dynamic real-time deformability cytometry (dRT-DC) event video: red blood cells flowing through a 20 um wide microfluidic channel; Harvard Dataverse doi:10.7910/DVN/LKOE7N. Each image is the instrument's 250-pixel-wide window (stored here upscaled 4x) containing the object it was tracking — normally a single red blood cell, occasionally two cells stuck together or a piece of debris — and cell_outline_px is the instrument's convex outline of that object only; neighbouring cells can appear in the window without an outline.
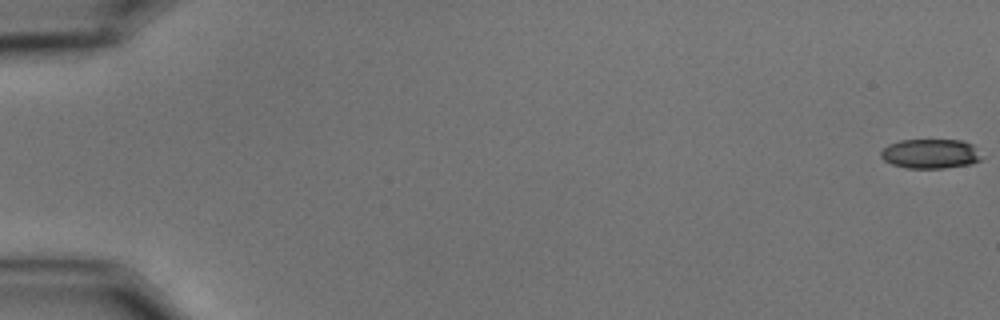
{"species": "common noctule bat (a hibernating species)", "species_latin": "Nyctalus noctula", "temperature_condition": "cold", "stored_images_in_passage": 59, "camera_frame_rate_fps": 3000, "um_per_image_px": 0.085, "animal": {"sex": "male", "body_mass_g": 15.6}, "frame": {"image": 1, "passage_image": 1, "time_ms": 0.0, "image_size_px": [1000, 320], "cell_outline_px": [[980, 160], [972, 164], [944, 168], [908, 168], [892, 164], [884, 160], [880, 156], [880, 152], [888, 144], [900, 140], [960, 140], [972, 144]], "centroid_in_image_um": [79.03, 13.07], "position_along_channel_um": 6.0, "area_um2": 17.11}}
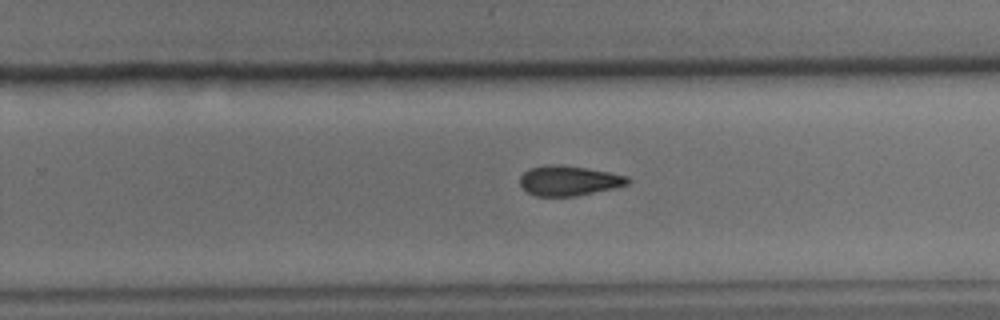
{"frame": {"image": 2, "passage_image": 39, "time_ms": 12.667, "image_size_px": [1000, 320], "cell_outline_px": [[632, 180], [628, 184], [616, 188], [576, 196], [536, 196], [528, 192], [520, 184], [520, 176], [528, 168], [544, 164], [560, 164], [608, 172], [628, 176]], "centroid_in_image_um": [48.36, 15.35], "position_along_channel_um": 281.4, "area_um2": 18.96}}
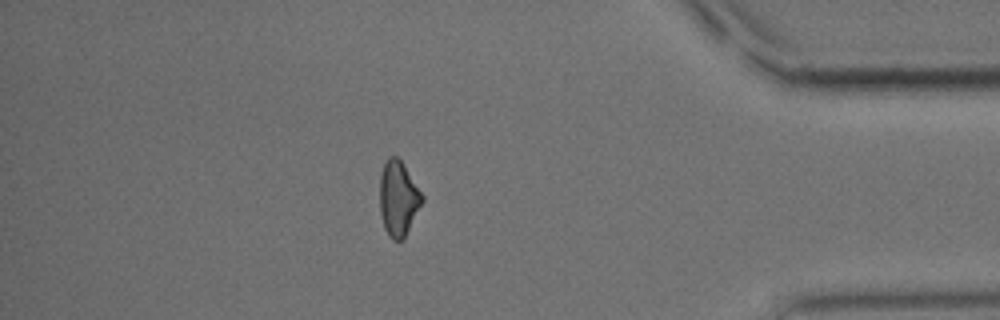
{"frame": {"image": 3, "passage_image": 52, "time_ms": 17.0, "image_size_px": [1000, 320], "cell_outline_px": [[424, 200], [404, 240], [392, 240], [388, 236], [384, 228], [380, 212], [380, 176], [384, 164], [388, 156], [396, 156], [404, 164], [424, 196]], "centroid_in_image_um": [33.87, 16.89], "position_along_channel_um": 401.3, "area_um2": 18.73}, "authors_computed_cell_mechanics": {"area_um2": 18.9584, "velocity_mm_per_s": 3.4917, "shape_relaxation_time_tau1_ms": 10.1128, "shape_relaxation_time_tau2_ms": null, "deformation_change_tau1": 0.1682, "deformation_change_tau2": null}}